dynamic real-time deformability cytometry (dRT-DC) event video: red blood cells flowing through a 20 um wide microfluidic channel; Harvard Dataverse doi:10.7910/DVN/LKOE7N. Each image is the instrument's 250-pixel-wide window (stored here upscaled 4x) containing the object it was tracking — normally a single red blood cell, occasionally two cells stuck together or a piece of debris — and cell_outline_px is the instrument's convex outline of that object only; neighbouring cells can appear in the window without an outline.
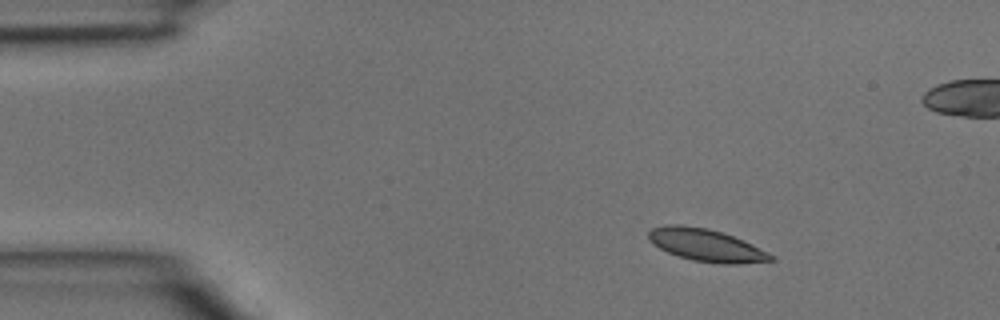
{"species": "common noctule bat (a hibernating species)", "species_latin": "Nyctalus noctula", "temperature_condition": "room temperature", "stored_images_in_passage": 3, "camera_frame_rate_fps": 3000, "um_per_image_px": 0.085, "animal": {"sex": "male", "body_mass_g": 15.6}, "frame": {"image": 1, "passage_image": 1, "time_ms": 0.0, "image_size_px": [1000, 320], "cell_outline_px": [[776, 260], [740, 264], [720, 264], [692, 260], [668, 252], [652, 244], [648, 240], [648, 232], [652, 228], [668, 224], [680, 224], [708, 228], [744, 240], [776, 256]], "centroid_in_image_um": [60.04, 20.84], "position_along_channel_um": 25.0, "area_um2": 23.24}}
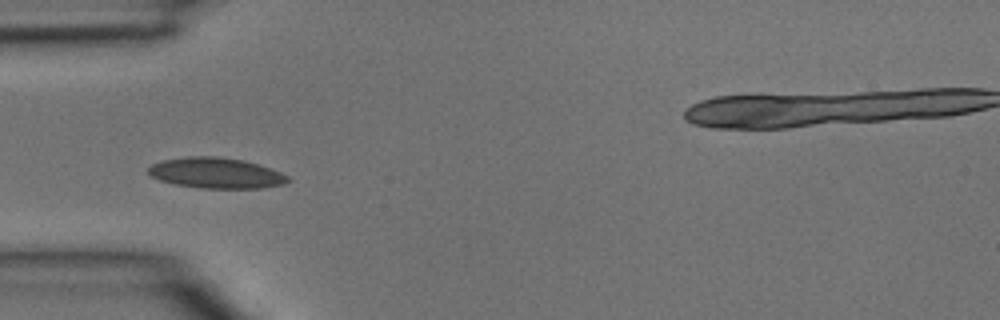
{"frame": {"image": 2, "passage_image": 3, "time_ms": 0.667, "image_size_px": [1000, 320], "cell_outline_px": [[292, 180], [284, 184], [264, 188], [200, 188], [176, 184], [160, 180], [152, 176], [148, 172], [148, 168], [152, 164], [164, 160], [188, 156], [216, 156], [244, 160], [280, 172], [288, 176]], "centroid_in_image_um": [18.38, 14.71], "position_along_channel_um": 66.6, "area_um2": 24.8}}